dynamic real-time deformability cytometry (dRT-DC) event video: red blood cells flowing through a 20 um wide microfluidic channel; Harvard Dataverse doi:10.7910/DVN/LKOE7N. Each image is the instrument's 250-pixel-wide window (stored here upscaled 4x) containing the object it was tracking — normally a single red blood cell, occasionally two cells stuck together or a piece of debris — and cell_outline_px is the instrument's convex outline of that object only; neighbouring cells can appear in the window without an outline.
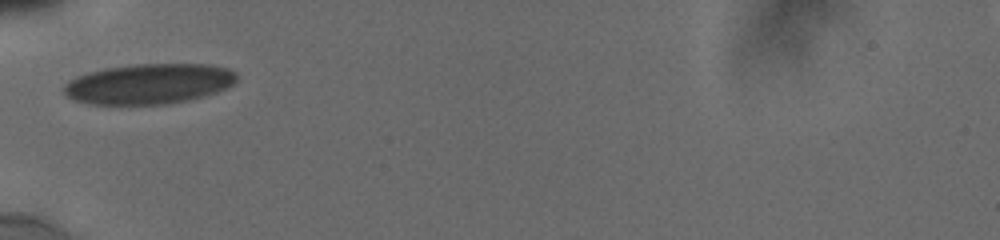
{"species": "human", "species_latin": "Homo sapiens", "temperature_condition": "cold", "stored_images_in_passage": 8, "camera_frame_rate_fps": 3000, "um_per_image_px": 0.085, "donor": {"sex": "male"}, "frame": {"image": 1, "passage_image": 1, "time_ms": 0.0, "image_size_px": [1000, 240], "cell_outline_px": [[236, 80], [228, 88], [204, 96], [188, 100], [164, 104], [88, 104], [72, 100], [64, 92], [64, 84], [68, 80], [76, 76], [88, 72], [108, 68], [136, 64], [208, 64], [228, 68], [236, 72]], "centroid_in_image_um": [12.65, 7.12], "position_along_channel_um": 72.3, "area_um2": 40.63}}